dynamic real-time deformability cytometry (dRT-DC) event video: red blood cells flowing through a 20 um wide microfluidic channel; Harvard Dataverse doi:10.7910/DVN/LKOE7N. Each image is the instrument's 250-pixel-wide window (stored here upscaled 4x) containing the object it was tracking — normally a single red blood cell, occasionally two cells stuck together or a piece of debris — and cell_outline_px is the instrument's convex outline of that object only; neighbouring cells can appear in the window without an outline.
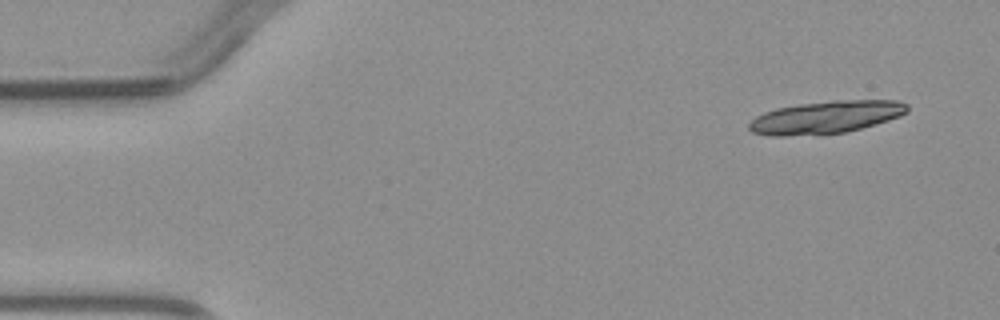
{"species": "common noctule bat (a hibernating species)", "species_latin": "Nyctalus noctula", "temperature_condition": "warm", "stored_images_in_passage": 5, "camera_frame_rate_fps": 3000, "um_per_image_px": 0.085, "animal": {"sex": "male", "body_mass_g": 23.1, "forearm_length_mm": 52.7}, "frame": {"image": 1, "passage_image": 1, "time_ms": 0.0, "image_size_px": [1000, 320], "cell_outline_px": [[908, 112], [900, 116], [888, 120], [848, 132], [784, 136], [768, 136], [752, 132], [748, 128], [748, 124], [756, 116], [764, 112], [776, 108], [800, 104], [832, 100], [900, 100], [908, 104]], "centroid_in_image_um": [70.21, 9.96], "position_along_channel_um": 14.8, "area_um2": 30.11}}